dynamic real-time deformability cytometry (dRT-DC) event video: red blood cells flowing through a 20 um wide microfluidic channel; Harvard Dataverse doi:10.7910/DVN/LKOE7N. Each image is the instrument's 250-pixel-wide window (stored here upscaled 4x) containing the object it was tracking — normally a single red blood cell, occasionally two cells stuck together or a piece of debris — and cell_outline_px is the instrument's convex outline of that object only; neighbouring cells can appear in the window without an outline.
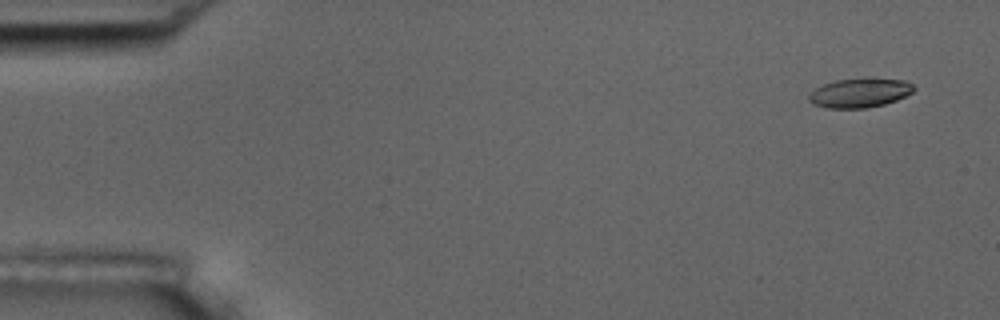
{"species": "common noctule bat (a hibernating species)", "species_latin": "Nyctalus noctula", "temperature_condition": "room temperature", "stored_images_in_passage": 5, "camera_frame_rate_fps": 3000, "um_per_image_px": 0.085, "animal": {"sex": "male", "body_mass_g": 17.5, "forearm_length_mm": 52.3}, "frame": {"image": 1, "passage_image": 1, "time_ms": 0.0, "image_size_px": [1000, 320], "cell_outline_px": [[916, 88], [912, 92], [896, 100], [884, 104], [864, 108], [828, 108], [812, 104], [808, 100], [808, 96], [816, 88], [824, 84], [836, 80], [864, 76], [904, 80], [912, 84]], "centroid_in_image_um": [73.09, 7.86], "position_along_channel_um": 11.9, "area_um2": 18.21}}